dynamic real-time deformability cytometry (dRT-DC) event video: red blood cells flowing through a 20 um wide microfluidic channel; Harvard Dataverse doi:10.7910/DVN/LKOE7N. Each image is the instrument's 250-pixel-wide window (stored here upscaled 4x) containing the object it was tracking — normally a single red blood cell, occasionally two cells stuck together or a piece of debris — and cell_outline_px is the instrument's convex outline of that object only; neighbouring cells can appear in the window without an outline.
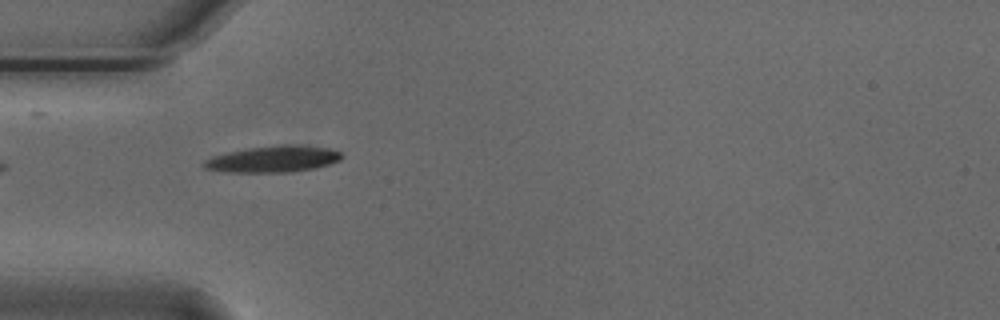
{"species": "Egyptian fruit bat (a non-hibernating species)", "species_latin": "Rousettus aegyptiacus", "temperature_condition": "cold", "stored_images_in_passage": 34, "camera_frame_rate_fps": 3000, "um_per_image_px": 0.085, "animal": {"sex": "male"}, "frame": {"image": 1, "passage_image": 1, "time_ms": 0.0, "image_size_px": [1000, 320], "cell_outline_px": [[344, 156], [340, 160], [316, 168], [292, 172], [228, 172], [204, 168], [200, 164], [204, 160], [212, 156], [228, 152], [248, 148], [284, 144], [300, 144], [328, 148], [340, 152]], "centroid_in_image_um": [23.22, 13.51], "position_along_channel_um": 61.8, "area_um2": 21.39}}
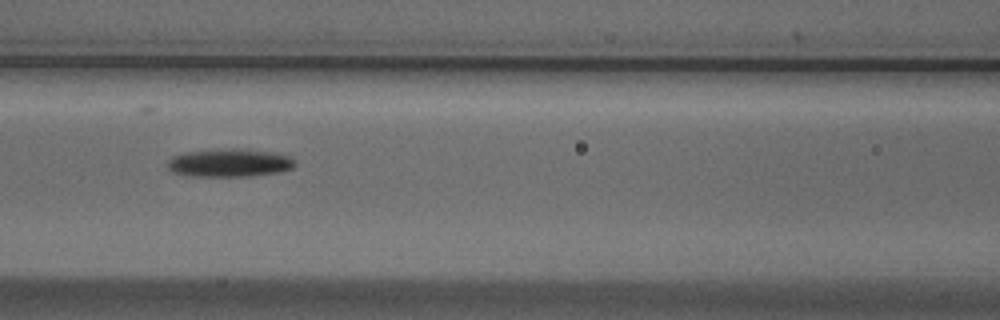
{"frame": {"image": 2, "passage_image": 8, "time_ms": 2.333, "image_size_px": [1000, 320], "cell_outline_px": [[296, 164], [292, 168], [280, 172], [252, 176], [188, 176], [172, 172], [164, 164], [172, 156], [188, 152], [232, 148], [236, 148], [268, 152], [292, 156], [296, 160]], "centroid_in_image_um": [19.5, 13.85], "position_along_channel_um": 147.1, "area_um2": 20.98}}
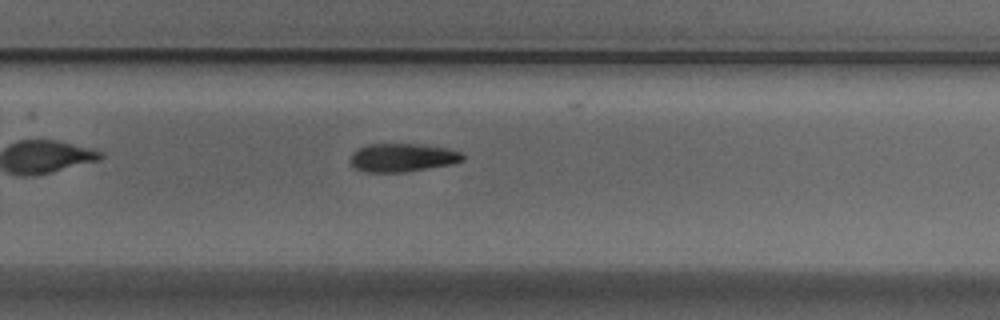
{"frame": {"image": 3, "passage_image": 20, "time_ms": 6.333, "image_size_px": [1000, 320], "cell_outline_px": [[464, 160], [452, 164], [404, 172], [364, 172], [356, 168], [352, 164], [352, 152], [368, 144], [416, 144], [448, 148], [460, 152], [464, 156]], "centroid_in_image_um": [34.23, 13.4], "position_along_channel_um": 295.6, "area_um2": 18.38}, "authors_computed_cell_mechanics": {"area_um2": 19.3341, "velocity_mm_per_s": 3.7296, "shape_relaxation_time_tau1_ms": 2.7845, "shape_relaxation_time_tau2_ms": null, "deformation_change_tau1": 0.119, "deformation_change_tau2": null}}